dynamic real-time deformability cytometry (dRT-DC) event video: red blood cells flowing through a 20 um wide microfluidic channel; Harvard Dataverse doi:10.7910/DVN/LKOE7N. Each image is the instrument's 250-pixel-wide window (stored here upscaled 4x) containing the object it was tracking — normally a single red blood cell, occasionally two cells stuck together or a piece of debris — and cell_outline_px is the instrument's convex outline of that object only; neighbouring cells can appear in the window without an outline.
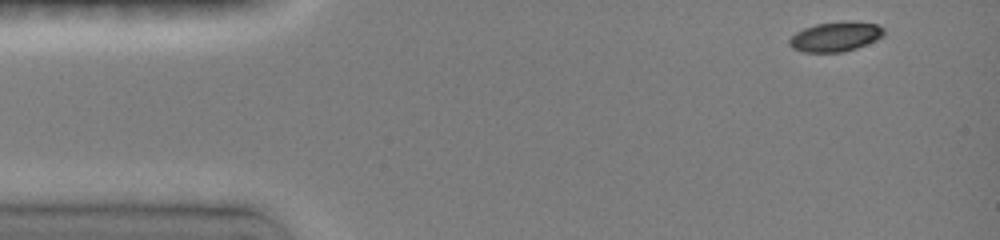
{"species": "common noctule bat (a hibernating species)", "species_latin": "Nyctalus noctula", "temperature_condition": "room temperature", "stored_images_in_passage": 42, "camera_frame_rate_fps": 3000, "um_per_image_px": 0.085, "animal": {"sex": "female", "body_mass_g": 19.0, "forearm_length_mm": 51.5}, "frame": {"image": 1, "passage_image": 1, "time_ms": 0.0, "image_size_px": [1000, 240], "cell_outline_px": [[884, 36], [876, 40], [856, 48], [844, 52], [804, 52], [792, 48], [788, 44], [788, 40], [796, 32], [804, 28], [816, 24], [876, 24], [884, 28]], "centroid_in_image_um": [70.97, 3.17], "position_along_channel_um": 14.0, "area_um2": 15.61}}
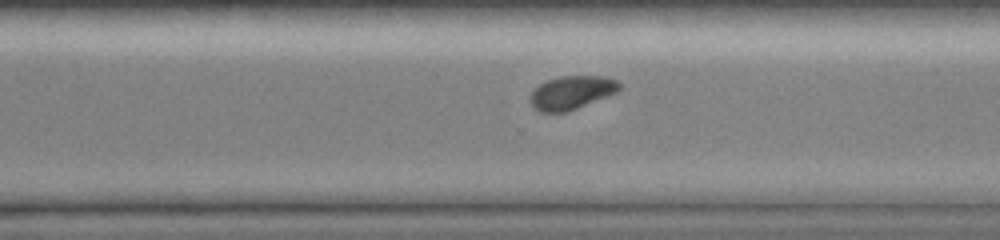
{"frame": {"image": 2, "passage_image": 31, "time_ms": 10.0, "image_size_px": [1000, 240], "cell_outline_px": [[620, 88], [616, 92], [608, 96], [576, 108], [564, 112], [540, 112], [528, 100], [528, 96], [540, 84], [548, 80], [560, 76], [604, 76], [616, 80], [620, 84]], "centroid_in_image_um": [48.57, 7.86], "position_along_channel_um": 322.0, "area_um2": 17.17}}
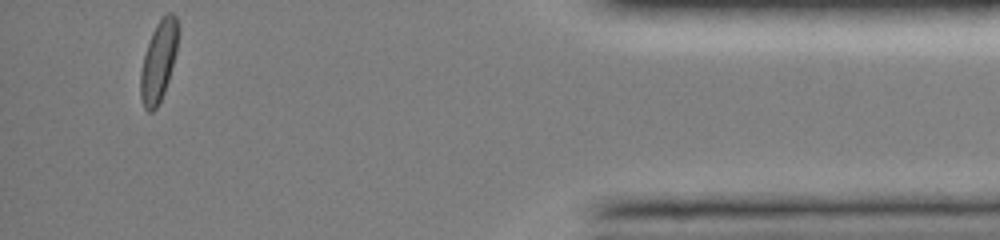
{"frame": {"image": 3, "passage_image": 42, "time_ms": 13.667, "image_size_px": [1000, 240], "cell_outline_px": [[180, 32], [176, 52], [168, 80], [164, 92], [156, 108], [152, 112], [148, 112], [144, 108], [140, 96], [140, 72], [144, 56], [152, 32], [156, 24], [168, 12], [172, 12], [176, 16], [180, 28]], "centroid_in_image_um": [13.5, 5.18], "position_along_channel_um": 421.7, "area_um2": 17.69}, "authors_computed_cell_mechanics": {"area_um2": 17.5712, "velocity_mm_per_s": 4.0105, "shape_relaxation_time_tau1_ms": 2.5892, "shape_relaxation_time_tau2_ms": null, "deformation_change_tau1": 0.1418, "deformation_change_tau2": null}}